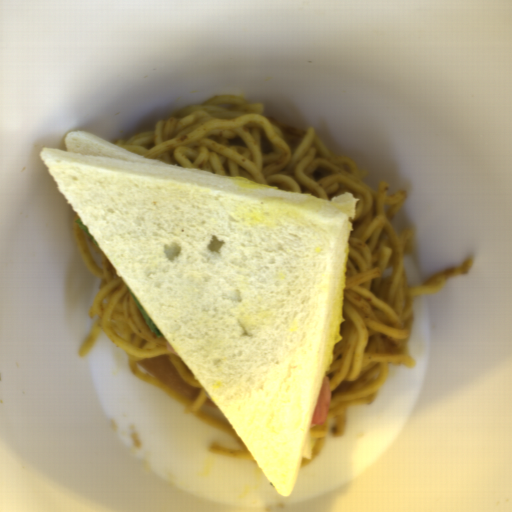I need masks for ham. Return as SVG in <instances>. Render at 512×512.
I'll use <instances>...</instances> for the list:
<instances>
[{
    "label": "ham",
    "instance_id": "ham-1",
    "mask_svg": "<svg viewBox=\"0 0 512 512\" xmlns=\"http://www.w3.org/2000/svg\"><path fill=\"white\" fill-rule=\"evenodd\" d=\"M332 403V396H331V383L327 376L324 378L323 386L321 389V393L318 399V403L313 415V419L311 424L317 425V426H323Z\"/></svg>",
    "mask_w": 512,
    "mask_h": 512
},
{
    "label": "ham",
    "instance_id": "ham-2",
    "mask_svg": "<svg viewBox=\"0 0 512 512\" xmlns=\"http://www.w3.org/2000/svg\"><path fill=\"white\" fill-rule=\"evenodd\" d=\"M165 351H168L171 354L179 355L178 352L174 349V347L170 344V342L168 340H166Z\"/></svg>",
    "mask_w": 512,
    "mask_h": 512
}]
</instances>
